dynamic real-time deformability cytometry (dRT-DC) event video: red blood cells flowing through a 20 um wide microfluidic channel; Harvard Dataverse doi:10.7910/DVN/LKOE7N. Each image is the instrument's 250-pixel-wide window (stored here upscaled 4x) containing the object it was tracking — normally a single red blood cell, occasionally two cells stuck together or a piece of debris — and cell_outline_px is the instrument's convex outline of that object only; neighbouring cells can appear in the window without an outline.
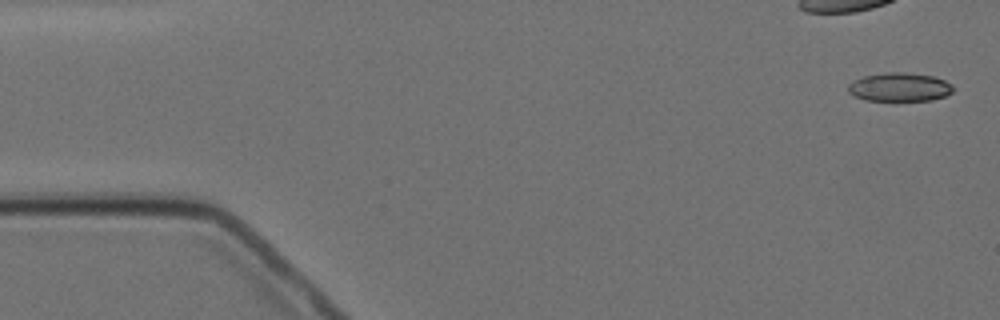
{"species": "Egyptian fruit bat (a non-hibernating species)", "species_latin": "Rousettus aegyptiacus", "temperature_condition": "cold", "stored_images_in_passage": 4, "camera_frame_rate_fps": 3000, "um_per_image_px": 0.085, "animal": {"sex": "female"}, "frame": {"image": 1, "passage_image": 1, "time_ms": 0.0, "image_size_px": [1000, 320], "cell_outline_px": [[956, 88], [952, 92], [944, 96], [932, 100], [896, 104], [864, 100], [852, 96], [848, 92], [848, 84], [864, 76], [884, 72], [908, 72], [932, 76], [944, 80], [952, 84]], "centroid_in_image_um": [76.46, 7.46], "position_along_channel_um": 8.5, "area_um2": 18.61}}